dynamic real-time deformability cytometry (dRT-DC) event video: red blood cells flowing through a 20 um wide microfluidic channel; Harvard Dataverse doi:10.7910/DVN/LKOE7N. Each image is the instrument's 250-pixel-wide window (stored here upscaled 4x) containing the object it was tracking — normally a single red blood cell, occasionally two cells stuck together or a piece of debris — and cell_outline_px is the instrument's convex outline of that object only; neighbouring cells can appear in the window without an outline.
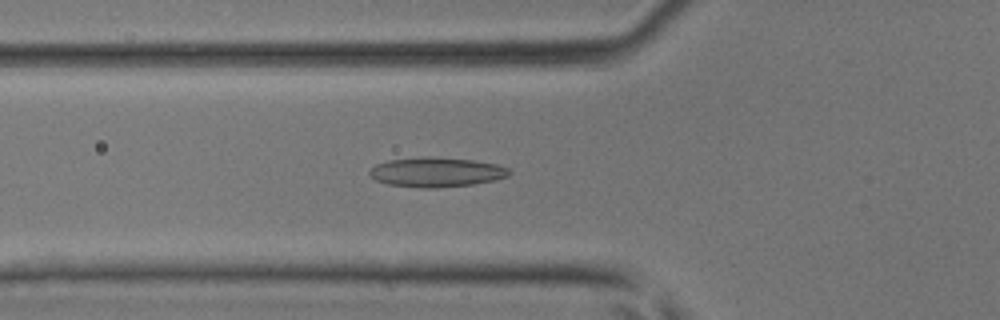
{"species": "common noctule bat (a hibernating species)", "species_latin": "Nyctalus noctula", "temperature_condition": "room temperature", "stored_images_in_passage": 37, "camera_frame_rate_fps": 3000, "um_per_image_px": 0.085, "animal": {"sex": "male", "body_mass_g": 17.9, "forearm_length_mm": 54.2}, "frame": {"image": 1, "passage_image": 9, "time_ms": 2.667, "image_size_px": [1000, 320], "cell_outline_px": [[512, 172], [508, 176], [496, 180], [472, 184], [436, 188], [420, 188], [388, 184], [376, 180], [368, 172], [376, 164], [388, 160], [424, 156], [428, 156], [472, 160], [496, 164], [508, 168]], "centroid_in_image_um": [37.1, 14.63], "position_along_channel_um": 88.7, "area_um2": 24.1}}
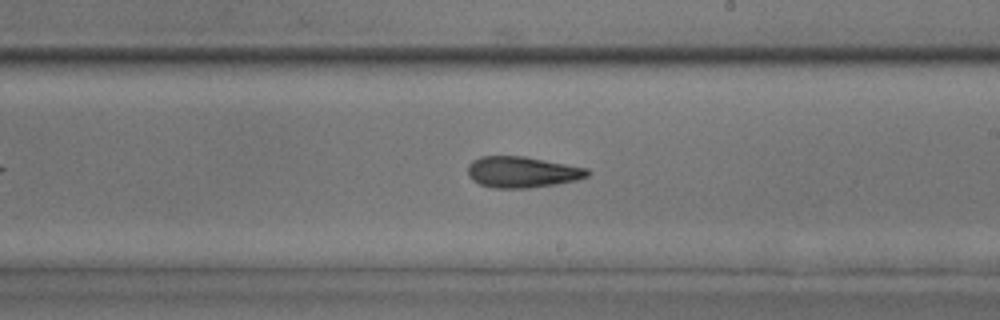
{"frame": {"image": 2, "passage_image": 19, "time_ms": 6.0, "image_size_px": [1000, 320], "cell_outline_px": [[592, 172], [588, 176], [576, 180], [556, 184], [528, 188], [492, 188], [480, 184], [472, 180], [468, 176], [468, 164], [472, 160], [480, 156], [524, 156], [588, 168]], "centroid_in_image_um": [44.37, 14.62], "position_along_channel_um": 244.6, "area_um2": 21.85}}
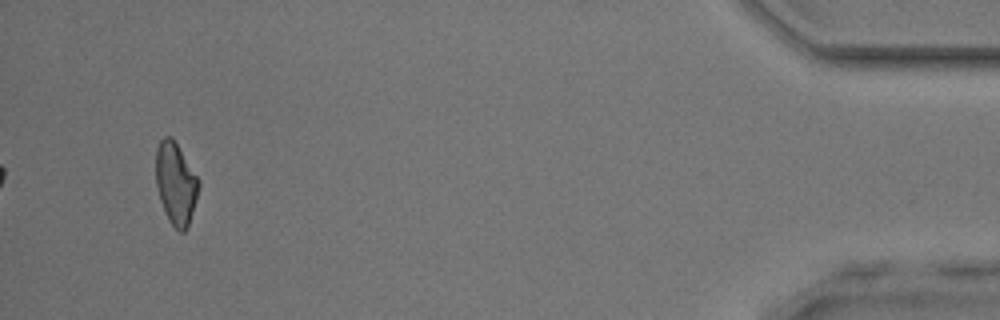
{"frame": {"image": 3, "passage_image": 35, "time_ms": 11.333, "image_size_px": [1000, 320], "cell_outline_px": [[200, 184], [196, 200], [188, 224], [184, 232], [180, 232], [172, 224], [160, 200], [156, 184], [156, 148], [160, 140], [164, 136], [172, 136], [200, 180]], "centroid_in_image_um": [14.94, 15.53], "position_along_channel_um": 420.3, "area_um2": 20.23}}